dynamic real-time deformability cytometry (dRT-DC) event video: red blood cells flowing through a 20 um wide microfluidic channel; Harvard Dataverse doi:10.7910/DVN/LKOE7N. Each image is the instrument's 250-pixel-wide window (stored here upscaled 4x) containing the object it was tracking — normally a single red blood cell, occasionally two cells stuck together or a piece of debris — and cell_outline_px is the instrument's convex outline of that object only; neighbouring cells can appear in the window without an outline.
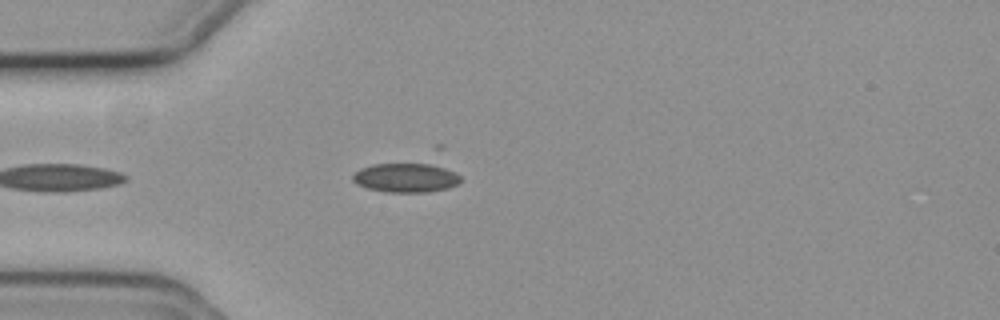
{"species": "common noctule bat (a hibernating species)", "species_latin": "Nyctalus noctula", "temperature_condition": "cold", "stored_images_in_passage": 12, "camera_frame_rate_fps": 3000, "um_per_image_px": 0.085, "animal": {"sex": "female", "body_mass_g": 19.3, "forearm_length_mm": 54.1}, "frame": {"image": 1, "passage_image": 1, "time_ms": 0.0, "image_size_px": [1000, 320], "cell_outline_px": [[460, 184], [448, 188], [428, 192], [388, 192], [368, 188], [352, 180], [352, 176], [360, 168], [372, 164], [436, 164], [456, 172], [460, 176]], "centroid_in_image_um": [34.55, 15.1], "position_along_channel_um": 50.5, "area_um2": 18.32}}